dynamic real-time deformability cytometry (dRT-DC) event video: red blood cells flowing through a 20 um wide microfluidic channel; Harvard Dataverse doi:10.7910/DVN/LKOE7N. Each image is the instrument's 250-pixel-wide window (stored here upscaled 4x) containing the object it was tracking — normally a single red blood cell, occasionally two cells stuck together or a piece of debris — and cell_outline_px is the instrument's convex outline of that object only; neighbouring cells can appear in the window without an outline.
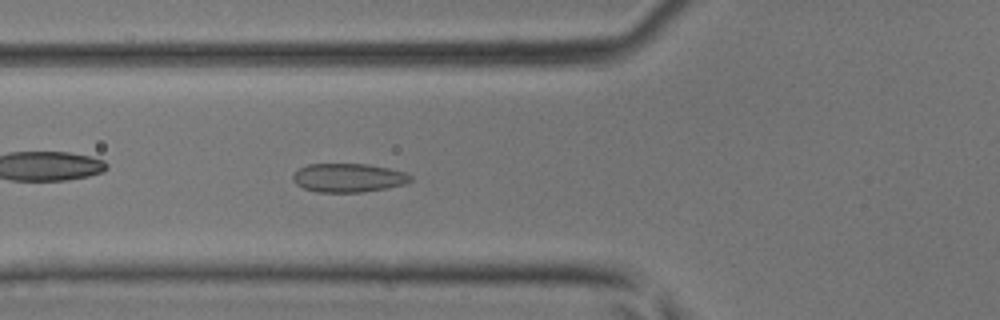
{"species": "common noctule bat (a hibernating species)", "species_latin": "Nyctalus noctula", "temperature_condition": "room temperature", "stored_images_in_passage": 47, "camera_frame_rate_fps": 3000, "um_per_image_px": 0.085, "animal": {"sex": "male", "body_mass_g": 17.9, "forearm_length_mm": 54.2}, "frame": {"image": 1, "passage_image": 18, "time_ms": 5.667, "image_size_px": [1000, 320], "cell_outline_px": [[412, 180], [404, 184], [384, 188], [360, 192], [316, 192], [304, 188], [296, 184], [292, 180], [292, 176], [300, 168], [308, 164], [368, 164], [408, 172], [412, 176]], "centroid_in_image_um": [29.62, 15.1], "position_along_channel_um": 96.2, "area_um2": 19.65}}
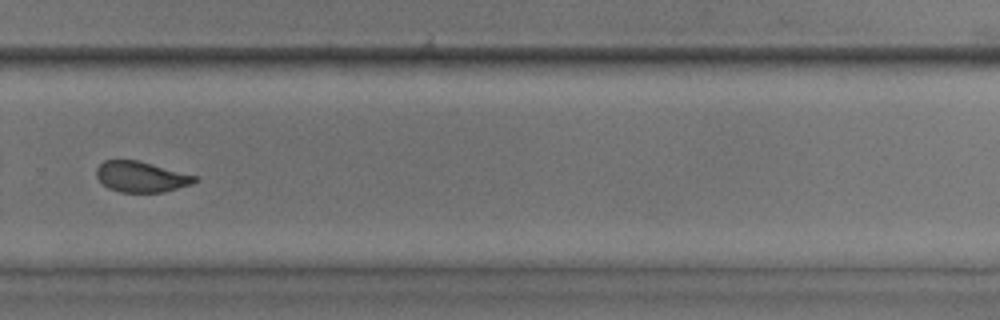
{"frame": {"image": 2, "passage_image": 33, "time_ms": 10.667, "image_size_px": [1000, 320], "cell_outline_px": [[200, 180], [192, 184], [164, 192], [120, 192], [108, 188], [96, 176], [96, 168], [104, 160], [140, 160], [200, 176]], "centroid_in_image_um": [12.07, 15.01], "position_along_channel_um": 317.7, "area_um2": 17.92}}
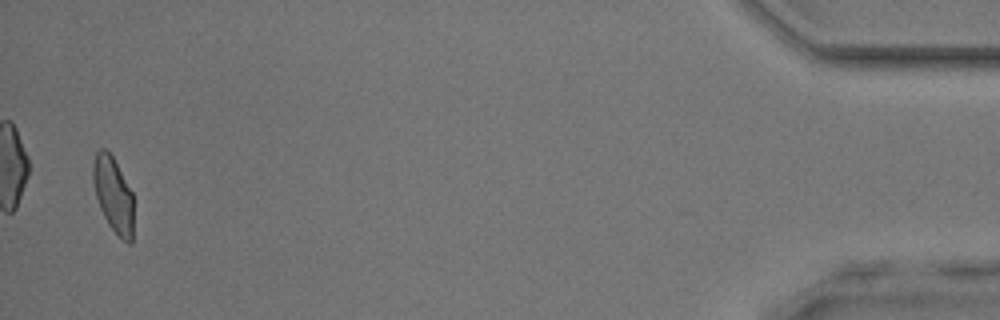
{"frame": {"image": 3, "passage_image": 46, "time_ms": 15.0, "image_size_px": [1000, 320], "cell_outline_px": [[132, 244], [128, 244], [120, 240], [108, 224], [100, 208], [96, 196], [92, 176], [92, 164], [96, 152], [100, 148], [104, 148], [112, 156], [132, 192]], "centroid_in_image_um": [9.61, 16.58], "position_along_channel_um": 425.6, "area_um2": 17.74}}